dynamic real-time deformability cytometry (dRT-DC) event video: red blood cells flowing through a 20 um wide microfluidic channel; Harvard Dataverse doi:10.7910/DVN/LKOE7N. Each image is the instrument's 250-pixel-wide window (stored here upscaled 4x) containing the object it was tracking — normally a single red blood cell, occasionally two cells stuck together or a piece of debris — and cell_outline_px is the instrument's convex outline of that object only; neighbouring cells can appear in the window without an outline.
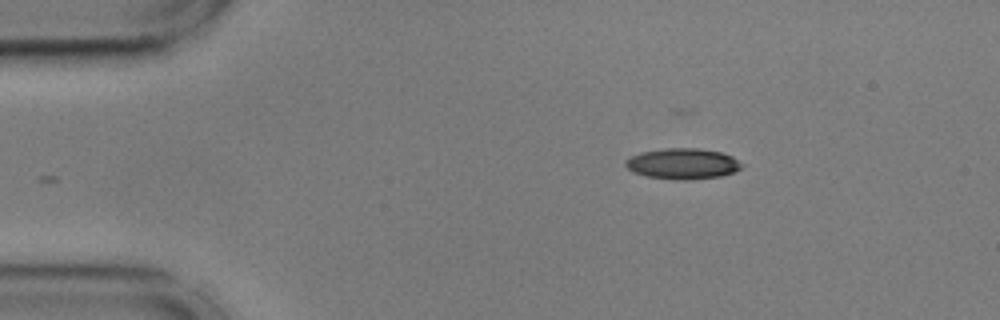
{"species": "common noctule bat (a hibernating species)", "species_latin": "Nyctalus noctula", "temperature_condition": "cold", "stored_images_in_passage": 39, "camera_frame_rate_fps": 3000, "um_per_image_px": 0.085, "animal": {"sex": "male", "body_mass_g": 17.9, "forearm_length_mm": 54.2}, "frame": {"image": 1, "passage_image": 1, "time_ms": 0.0, "image_size_px": [1000, 320], "cell_outline_px": [[744, 164], [736, 172], [720, 176], [676, 180], [644, 176], [632, 172], [624, 164], [624, 160], [640, 152], [664, 148], [700, 148], [720, 152], [732, 156]], "centroid_in_image_um": [58.01, 13.91], "position_along_channel_um": 27.0, "area_um2": 20.92}}
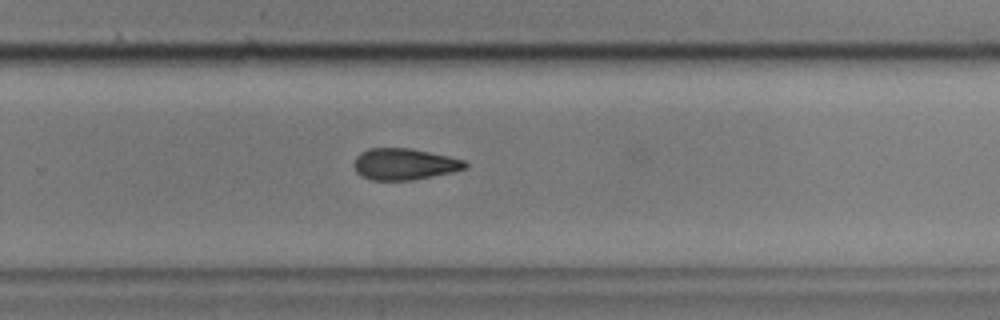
{"frame": {"image": 2, "passage_image": 28, "time_ms": 9.0, "image_size_px": [1000, 320], "cell_outline_px": [[468, 168], [452, 172], [412, 180], [372, 180], [360, 176], [356, 172], [356, 156], [360, 152], [368, 148], [412, 148], [448, 156], [464, 160], [468, 164]], "centroid_in_image_um": [34.38, 13.95], "position_along_channel_um": 295.4, "area_um2": 20.35}}
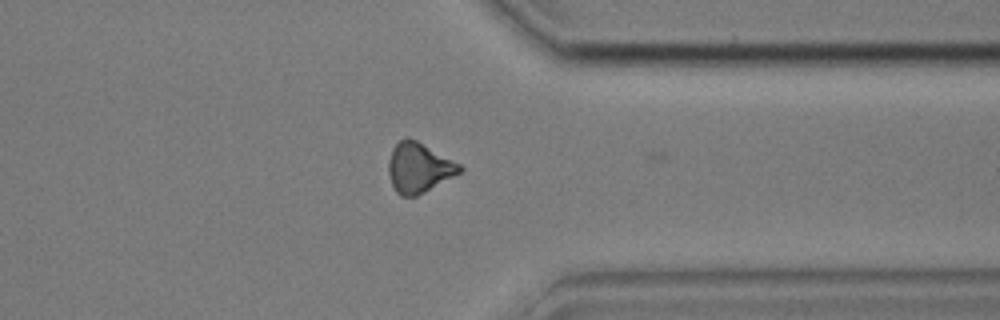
{"frame": {"image": 3, "passage_image": 35, "time_ms": 11.333, "image_size_px": [1000, 320], "cell_outline_px": [[464, 168], [460, 172], [424, 192], [416, 196], [400, 196], [396, 192], [392, 184], [388, 172], [388, 160], [392, 148], [404, 136], [408, 136], [416, 140], [460, 164]], "centroid_in_image_um": [35.56, 14.24], "position_along_channel_um": 375.8, "area_um2": 20.52}}